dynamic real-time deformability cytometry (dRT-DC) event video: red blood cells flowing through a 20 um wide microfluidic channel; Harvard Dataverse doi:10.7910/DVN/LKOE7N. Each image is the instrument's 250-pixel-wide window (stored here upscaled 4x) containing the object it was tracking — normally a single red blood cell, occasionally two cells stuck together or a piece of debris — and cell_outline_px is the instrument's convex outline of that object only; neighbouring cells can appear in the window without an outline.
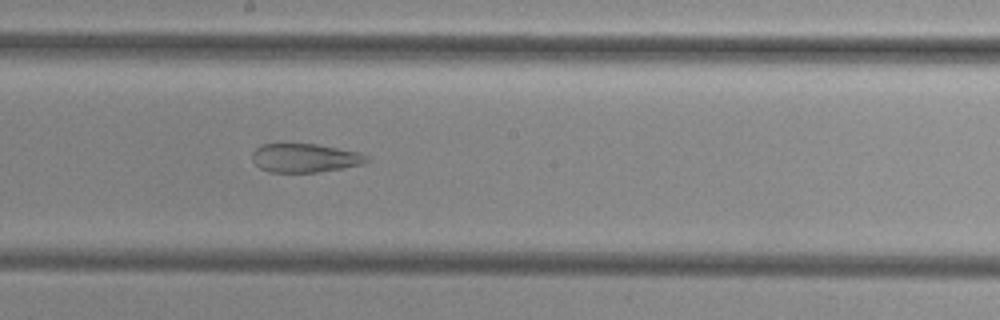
{"species": "common noctule bat (a hibernating species)", "species_latin": "Nyctalus noctula", "temperature_condition": "cold", "stored_images_in_passage": 35, "camera_frame_rate_fps": 3000, "um_per_image_px": 0.085, "animal": {"sex": "female", "body_mass_g": 29.2, "forearm_length_mm": 56.3}, "frame": {"image": 1, "passage_image": 18, "time_ms": 5.667, "image_size_px": [1000, 320], "cell_outline_px": [[368, 160], [364, 164], [320, 172], [268, 172], [260, 168], [252, 160], [252, 152], [260, 144], [316, 144], [360, 152], [368, 156]], "centroid_in_image_um": [25.91, 13.43], "position_along_channel_um": 222.3, "area_um2": 19.25}}
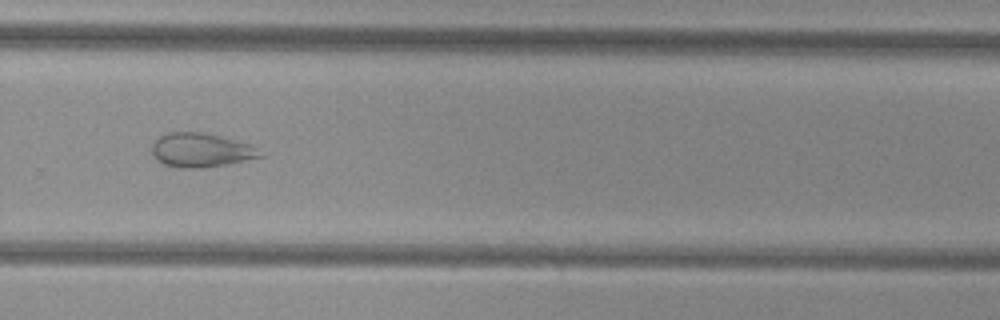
{"frame": {"image": 2, "passage_image": 25, "time_ms": 8.0, "image_size_px": [1000, 320], "cell_outline_px": [[264, 156], [228, 164], [204, 168], [180, 168], [164, 164], [156, 160], [152, 152], [152, 144], [160, 136], [168, 132], [200, 132], [220, 136], [252, 144]], "centroid_in_image_um": [17.08, 12.77], "position_along_channel_um": 312.7, "area_um2": 21.5}}
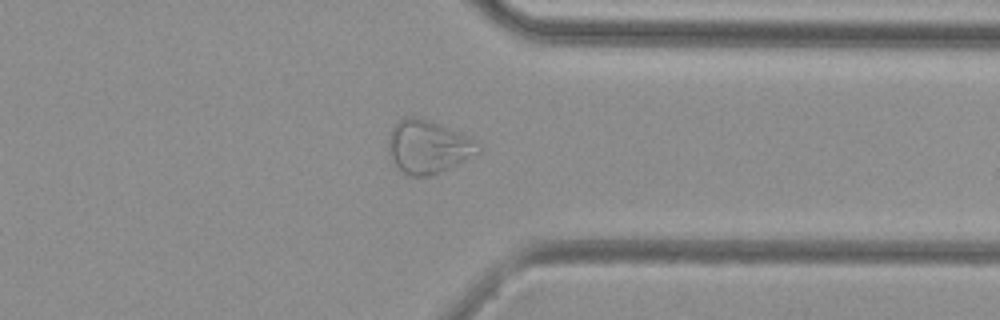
{"frame": {"image": 3, "passage_image": 30, "time_ms": 9.667, "image_size_px": [1000, 320], "cell_outline_px": [[480, 152], [440, 172], [428, 176], [408, 176], [400, 172], [392, 160], [388, 148], [388, 140], [392, 128], [396, 120], [404, 116], [416, 116], [440, 124], [460, 132], [480, 144]], "centroid_in_image_um": [36.34, 12.46], "position_along_channel_um": 375.1, "area_um2": 27.86}}